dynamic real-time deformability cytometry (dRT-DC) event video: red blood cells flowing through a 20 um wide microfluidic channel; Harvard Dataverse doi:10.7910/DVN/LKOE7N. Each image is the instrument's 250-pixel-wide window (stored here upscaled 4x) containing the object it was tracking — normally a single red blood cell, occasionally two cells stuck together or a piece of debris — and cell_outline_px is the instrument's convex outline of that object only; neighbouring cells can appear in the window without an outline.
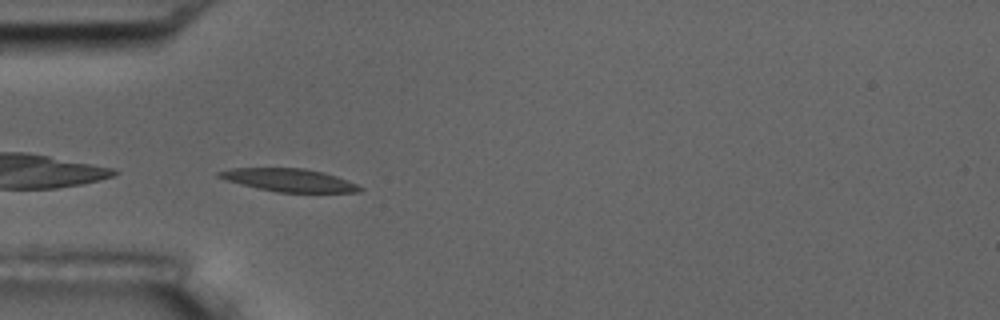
{"species": "common noctule bat (a hibernating species)", "species_latin": "Nyctalus noctula", "temperature_condition": "room temperature", "stored_images_in_passage": 4, "camera_frame_rate_fps": 3000, "um_per_image_px": 0.085, "animal": {"sex": "male", "body_mass_g": 17.5, "forearm_length_mm": 52.3}, "frame": {"image": 1, "passage_image": 3, "time_ms": 2.333, "image_size_px": [1000, 320], "cell_outline_px": [[364, 188], [360, 192], [276, 192], [240, 184], [216, 176], [216, 172], [232, 168], [304, 168], [324, 172], [348, 180]], "centroid_in_image_um": [24.58, 15.3], "position_along_channel_um": 60.4, "area_um2": 18.73}}